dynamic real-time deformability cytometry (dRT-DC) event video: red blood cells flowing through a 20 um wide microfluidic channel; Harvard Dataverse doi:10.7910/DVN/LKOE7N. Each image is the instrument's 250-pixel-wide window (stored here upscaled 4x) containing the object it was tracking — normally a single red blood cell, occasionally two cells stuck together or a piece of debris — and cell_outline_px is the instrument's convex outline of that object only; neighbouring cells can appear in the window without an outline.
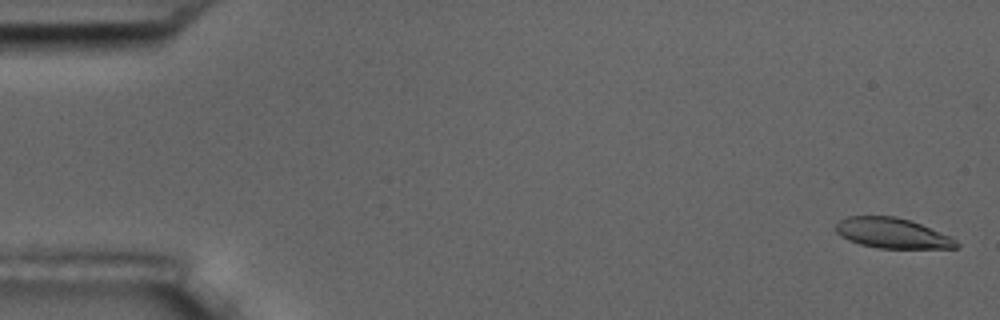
{"species": "common noctule bat (a hibernating species)", "species_latin": "Nyctalus noctula", "temperature_condition": "room temperature", "stored_images_in_passage": 57, "camera_frame_rate_fps": 3000, "um_per_image_px": 0.085, "animal": {"sex": "male", "body_mass_g": 17.5, "forearm_length_mm": 52.3}, "frame": {"image": 1, "passage_image": 2, "time_ms": 0.333, "image_size_px": [1000, 320], "cell_outline_px": [[960, 248], [876, 248], [860, 244], [848, 240], [840, 236], [836, 232], [836, 224], [840, 220], [848, 216], [896, 216], [920, 224], [952, 236], [960, 244]], "centroid_in_image_um": [75.86, 19.82], "position_along_channel_um": 9.1, "area_um2": 21.33}}
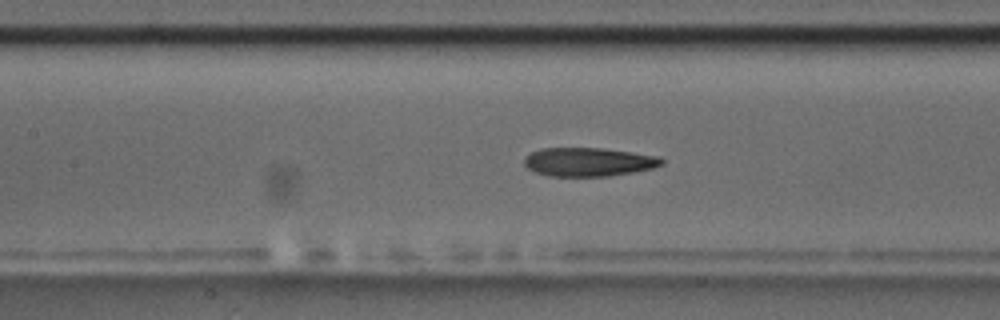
{"frame": {"image": 2, "passage_image": 26, "time_ms": 8.333, "image_size_px": [1000, 320], "cell_outline_px": [[664, 164], [652, 168], [632, 172], [608, 176], [548, 176], [536, 172], [528, 168], [524, 164], [524, 156], [540, 148], [604, 148], [660, 156], [664, 160]], "centroid_in_image_um": [50.03, 13.76], "position_along_channel_um": 157.4, "area_um2": 23.06}}
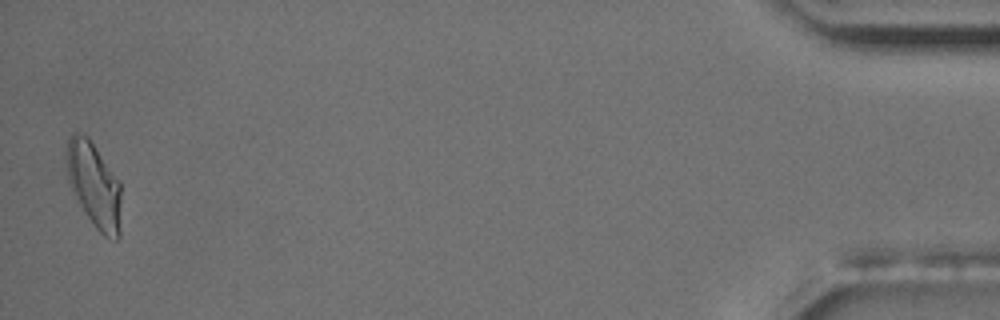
{"frame": {"image": 3, "passage_image": 56, "time_ms": 18.333, "image_size_px": [1000, 320], "cell_outline_px": [[120, 240], [116, 240], [104, 236], [96, 228], [72, 192], [68, 180], [68, 140], [72, 132], [76, 132], [88, 136], [120, 180]], "centroid_in_image_um": [8.04, 15.73], "position_along_channel_um": 427.2, "area_um2": 26.88}, "authors_computed_cell_mechanics": {"area_um2": 23.4668, "velocity_mm_per_s": 3.5947, "shape_relaxation_time_tau1_ms": 8.9301, "shape_relaxation_time_tau2_ms": 2.8115, "deformation_change_tau1": 0.2223, "deformation_change_tau2": 0.1081}}